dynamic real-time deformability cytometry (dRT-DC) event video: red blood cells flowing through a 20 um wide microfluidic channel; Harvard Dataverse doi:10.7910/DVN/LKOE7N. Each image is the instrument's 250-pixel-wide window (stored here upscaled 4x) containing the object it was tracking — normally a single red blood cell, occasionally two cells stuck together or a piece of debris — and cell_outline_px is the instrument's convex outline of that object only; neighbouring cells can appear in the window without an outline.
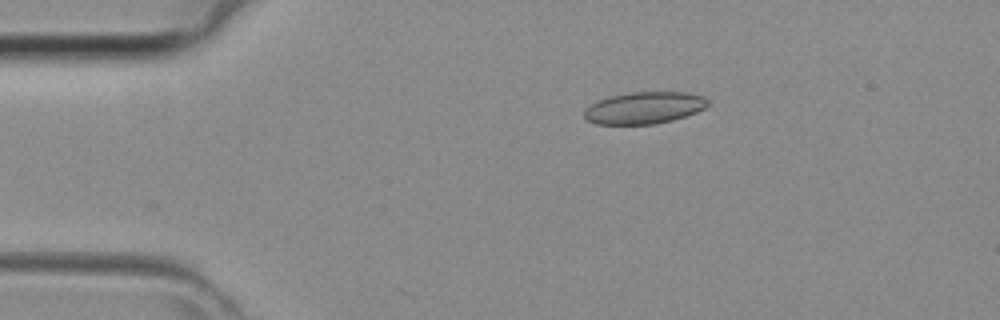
{"species": "common noctule bat (a hibernating species)", "species_latin": "Nyctalus noctula", "temperature_condition": "room temperature", "stored_images_in_passage": 29, "camera_frame_rate_fps": 3000, "um_per_image_px": 0.085, "animal": {"sex": "female", "body_mass_g": 29.2, "forearm_length_mm": 56.3}, "frame": {"image": 1, "passage_image": 3, "time_ms": 0.667, "image_size_px": [1000, 320], "cell_outline_px": [[708, 104], [704, 108], [696, 112], [672, 120], [656, 124], [596, 124], [588, 120], [584, 116], [584, 112], [596, 100], [608, 96], [632, 92], [688, 92], [704, 96], [708, 100]], "centroid_in_image_um": [54.77, 9.16], "position_along_channel_um": 30.2, "area_um2": 22.95}}
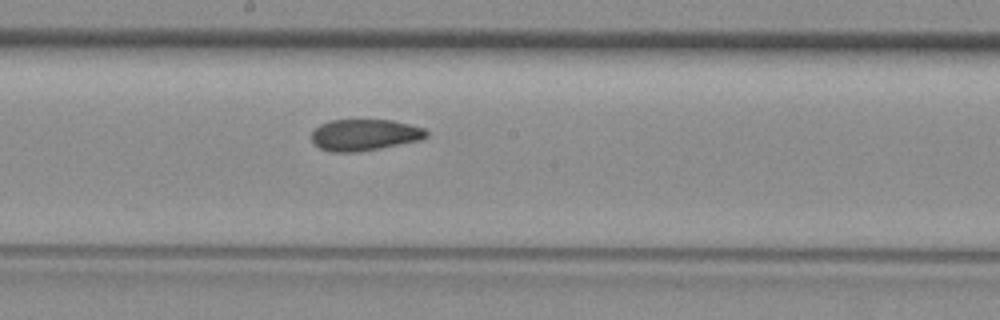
{"frame": {"image": 2, "passage_image": 18, "time_ms": 5.667, "image_size_px": [1000, 320], "cell_outline_px": [[428, 136], [420, 140], [356, 152], [332, 152], [320, 148], [312, 140], [312, 132], [320, 124], [328, 120], [392, 120], [424, 128], [428, 132]], "centroid_in_image_um": [30.98, 11.45], "position_along_channel_um": 217.2, "area_um2": 20.81}}
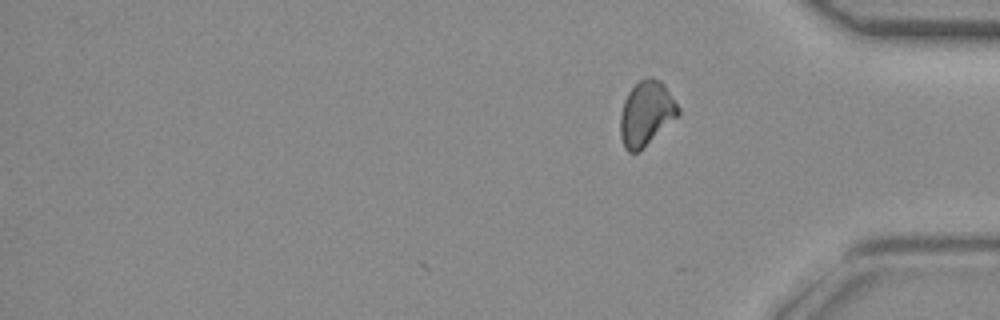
{"frame": {"image": 3, "passage_image": 29, "time_ms": 9.333, "image_size_px": [1000, 320], "cell_outline_px": [[680, 112], [676, 116], [636, 152], [628, 152], [624, 148], [620, 136], [620, 116], [624, 100], [628, 92], [640, 80], [648, 76], [652, 76], [660, 80], [664, 84], [680, 108]], "centroid_in_image_um": [54.89, 9.58], "position_along_channel_um": 380.3, "area_um2": 21.21}}